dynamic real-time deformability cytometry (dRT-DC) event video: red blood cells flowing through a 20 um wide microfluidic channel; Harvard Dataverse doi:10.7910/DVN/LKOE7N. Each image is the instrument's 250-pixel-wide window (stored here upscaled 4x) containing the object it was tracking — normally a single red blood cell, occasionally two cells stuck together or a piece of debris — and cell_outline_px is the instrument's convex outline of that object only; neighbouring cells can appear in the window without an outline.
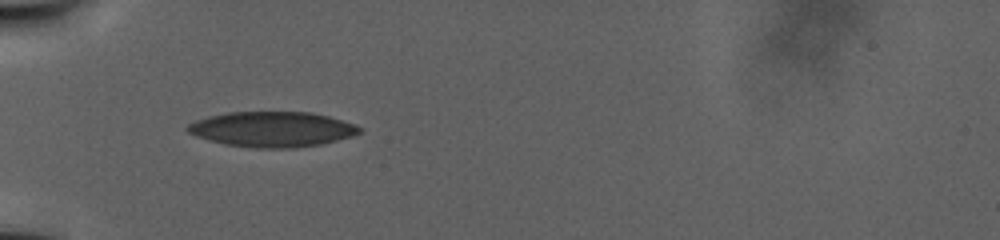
{"species": "human", "species_latin": "Homo sapiens", "temperature_condition": "warm", "stored_images_in_passage": 98, "camera_frame_rate_fps": 3000, "um_per_image_px": 0.085, "donor": {"sex": "male"}, "frame": {"image": 1, "passage_image": 1, "time_ms": 0.0, "image_size_px": [1000, 240], "cell_outline_px": [[364, 128], [360, 132], [352, 136], [320, 144], [292, 148], [252, 148], [224, 144], [208, 140], [196, 136], [188, 132], [184, 128], [188, 124], [196, 120], [208, 116], [228, 112], [312, 112], [328, 116], [356, 124]], "centroid_in_image_um": [23.12, 10.98], "position_along_channel_um": 61.9, "area_um2": 35.49}}
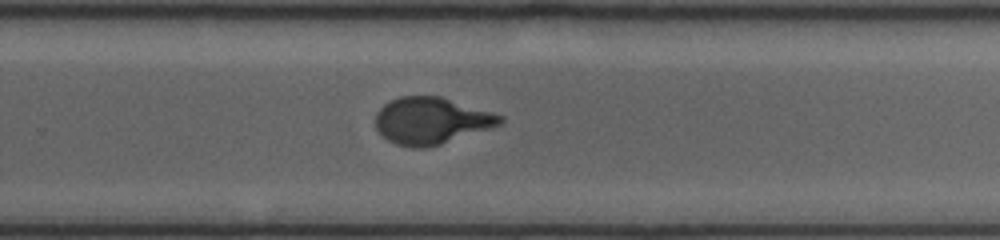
{"frame": {"image": 2, "passage_image": 50, "time_ms": 13.0, "image_size_px": [1000, 240], "cell_outline_px": [[504, 120], [500, 124], [440, 144], [424, 148], [412, 148], [396, 144], [388, 140], [376, 128], [376, 112], [384, 104], [400, 96], [440, 96], [492, 112], [504, 116]], "centroid_in_image_um": [36.63, 10.25], "position_along_channel_um": 293.2, "area_um2": 33.52}}
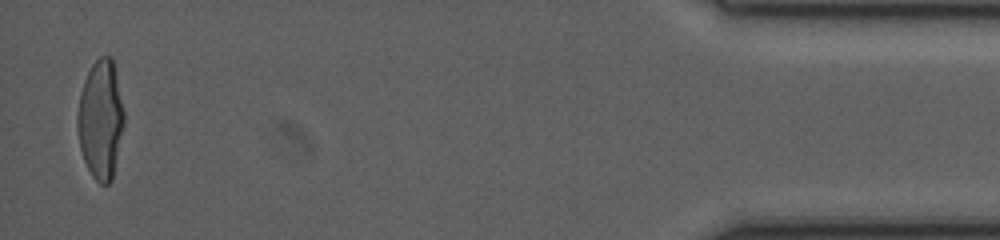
{"frame": {"image": 3, "passage_image": 95, "time_ms": 24.0, "image_size_px": [1000, 240], "cell_outline_px": [[124, 124], [112, 180], [108, 184], [100, 184], [92, 176], [84, 160], [80, 148], [76, 124], [76, 116], [80, 92], [84, 80], [92, 64], [100, 56], [112, 56], [124, 112]], "centroid_in_image_um": [8.54, 10.16], "position_along_channel_um": 426.7, "area_um2": 32.31}}